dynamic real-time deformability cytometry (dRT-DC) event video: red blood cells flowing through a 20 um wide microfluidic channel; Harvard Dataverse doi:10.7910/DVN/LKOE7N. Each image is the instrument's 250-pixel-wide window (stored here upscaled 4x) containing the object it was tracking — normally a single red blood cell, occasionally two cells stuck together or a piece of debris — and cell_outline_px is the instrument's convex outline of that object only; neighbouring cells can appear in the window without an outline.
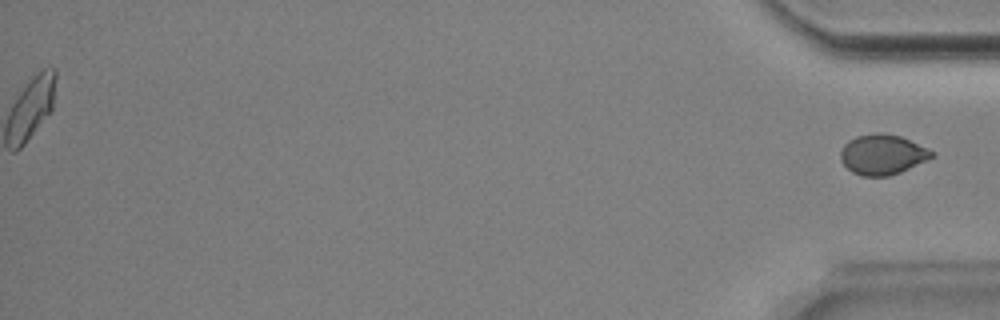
{"species": "Egyptian fruit bat (a non-hibernating species)", "species_latin": "Rousettus aegyptiacus", "temperature_condition": "room temperature", "stored_images_in_passage": 39, "segment_of_instrument_passage": [2, 2], "camera_frame_rate_fps": 3000, "um_per_image_px": 0.085, "animal": {"sex": "male"}, "frame": {"image": 1, "passage_image": 39, "time_ms": 12.667, "image_size_px": [1000, 320], "cell_outline_px": [[936, 156], [928, 160], [900, 172], [888, 176], [864, 176], [852, 172], [840, 160], [840, 152], [844, 144], [848, 140], [856, 136], [876, 132], [880, 132], [900, 136], [928, 148], [936, 152]], "centroid_in_image_um": [75.03, 13.12], "position_along_channel_um": 360.2, "area_um2": 21.5}}